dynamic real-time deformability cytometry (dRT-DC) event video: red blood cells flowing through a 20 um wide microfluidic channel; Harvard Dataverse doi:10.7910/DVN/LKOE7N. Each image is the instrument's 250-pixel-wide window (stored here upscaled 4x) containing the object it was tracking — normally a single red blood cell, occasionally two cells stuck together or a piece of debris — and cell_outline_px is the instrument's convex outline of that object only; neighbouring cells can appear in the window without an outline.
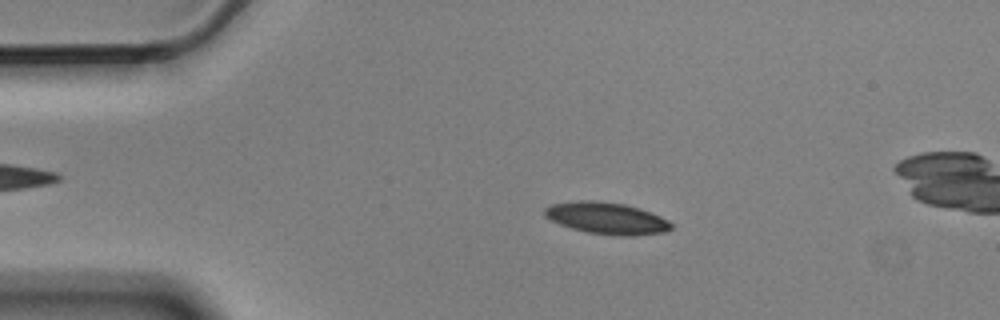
{"species": "Egyptian fruit bat (a non-hibernating species)", "species_latin": "Rousettus aegyptiacus", "temperature_condition": "cold", "stored_images_in_passage": 6, "camera_frame_rate_fps": 3000, "um_per_image_px": 0.085, "animal": {"sex": "male"}, "frame": {"image": 1, "passage_image": 2, "time_ms": 0.333, "image_size_px": [1000, 320], "cell_outline_px": [[672, 228], [664, 232], [632, 236], [624, 236], [588, 232], [572, 228], [560, 224], [544, 216], [544, 208], [552, 204], [580, 200], [592, 200], [624, 204], [640, 208], [660, 216], [668, 220], [672, 224]], "centroid_in_image_um": [51.58, 18.54], "position_along_channel_um": 33.4, "area_um2": 23.24}}
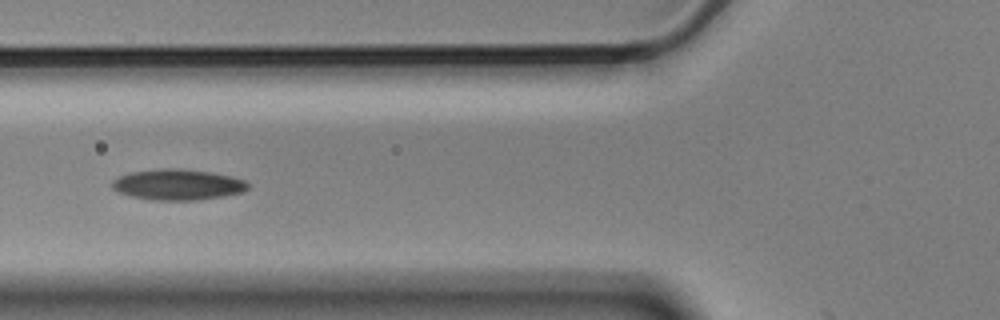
{"frame": {"image": 2, "passage_image": 5, "time_ms": 1.333, "image_size_px": [1000, 320], "cell_outline_px": [[248, 188], [244, 192], [224, 196], [196, 200], [152, 200], [132, 196], [120, 192], [112, 188], [112, 180], [120, 176], [132, 172], [160, 168], [180, 168], [212, 172], [232, 176], [248, 180]], "centroid_in_image_um": [15.16, 15.68], "position_along_channel_um": 110.6, "area_um2": 24.51}}
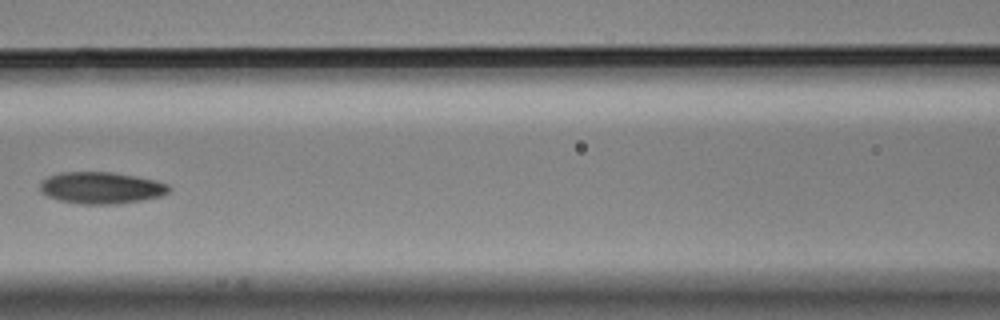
{"frame": {"image": 3, "passage_image": 6, "time_ms": 1.667, "image_size_px": [1000, 320], "cell_outline_px": [[168, 192], [160, 196], [140, 200], [116, 204], [80, 204], [60, 200], [48, 196], [40, 192], [40, 184], [48, 176], [60, 172], [112, 172], [136, 176], [156, 180], [168, 184]], "centroid_in_image_um": [8.58, 15.96], "position_along_channel_um": 158.0, "area_um2": 23.7}}